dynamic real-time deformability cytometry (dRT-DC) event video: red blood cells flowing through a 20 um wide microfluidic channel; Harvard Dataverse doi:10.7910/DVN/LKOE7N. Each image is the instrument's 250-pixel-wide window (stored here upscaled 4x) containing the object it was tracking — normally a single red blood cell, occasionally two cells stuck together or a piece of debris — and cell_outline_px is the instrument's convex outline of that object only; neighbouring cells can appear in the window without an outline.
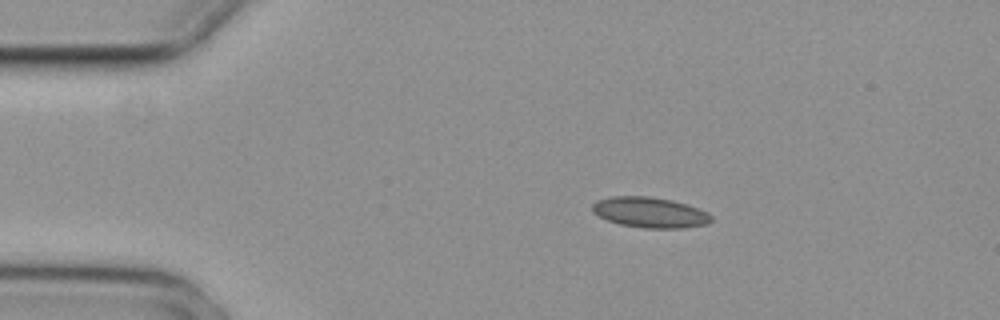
{"species": "common noctule bat (a hibernating species)", "species_latin": "Nyctalus noctula", "temperature_condition": "cold", "stored_images_in_passage": 8, "camera_frame_rate_fps": 3000, "um_per_image_px": 0.085, "animal": {"sex": "female", "body_mass_g": 29.2, "forearm_length_mm": 56.3}, "frame": {"image": 1, "passage_image": 2, "time_ms": 0.333, "image_size_px": [1000, 320], "cell_outline_px": [[712, 220], [708, 224], [684, 228], [644, 228], [620, 224], [608, 220], [592, 212], [592, 204], [596, 200], [612, 196], [648, 196], [672, 200], [708, 212], [712, 216]], "centroid_in_image_um": [55.24, 18.06], "position_along_channel_um": 29.8, "area_um2": 21.1}}
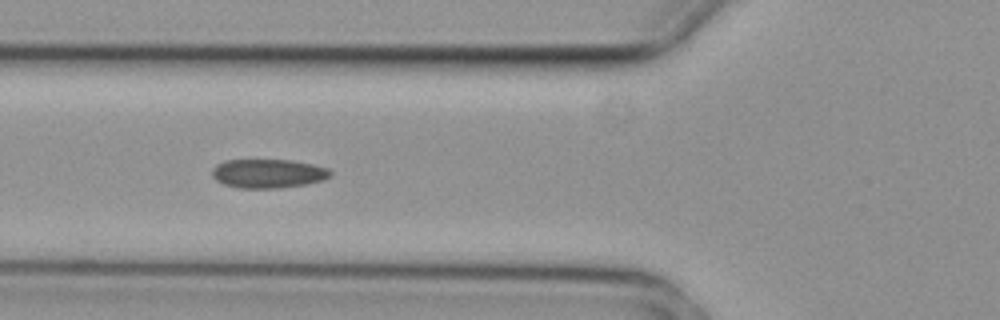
{"frame": {"image": 2, "passage_image": 5, "time_ms": 1.333, "image_size_px": [1000, 320], "cell_outline_px": [[332, 176], [324, 180], [304, 184], [280, 188], [236, 188], [224, 184], [216, 180], [212, 176], [212, 168], [216, 164], [224, 160], [288, 160], [312, 164], [328, 168], [332, 172]], "centroid_in_image_um": [22.78, 14.75], "position_along_channel_um": 103.0, "area_um2": 20.06}}
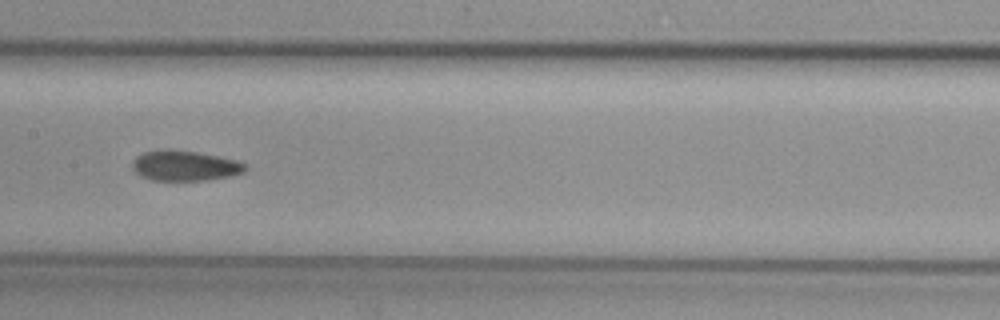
{"frame": {"image": 3, "passage_image": 7, "time_ms": 2.0, "image_size_px": [1000, 320], "cell_outline_px": [[244, 172], [228, 176], [208, 180], [152, 180], [140, 176], [132, 168], [132, 164], [136, 156], [144, 152], [160, 148], [168, 148], [196, 152], [236, 160], [244, 164]], "centroid_in_image_um": [15.63, 14.07], "position_along_channel_um": 191.8, "area_um2": 19.83}}